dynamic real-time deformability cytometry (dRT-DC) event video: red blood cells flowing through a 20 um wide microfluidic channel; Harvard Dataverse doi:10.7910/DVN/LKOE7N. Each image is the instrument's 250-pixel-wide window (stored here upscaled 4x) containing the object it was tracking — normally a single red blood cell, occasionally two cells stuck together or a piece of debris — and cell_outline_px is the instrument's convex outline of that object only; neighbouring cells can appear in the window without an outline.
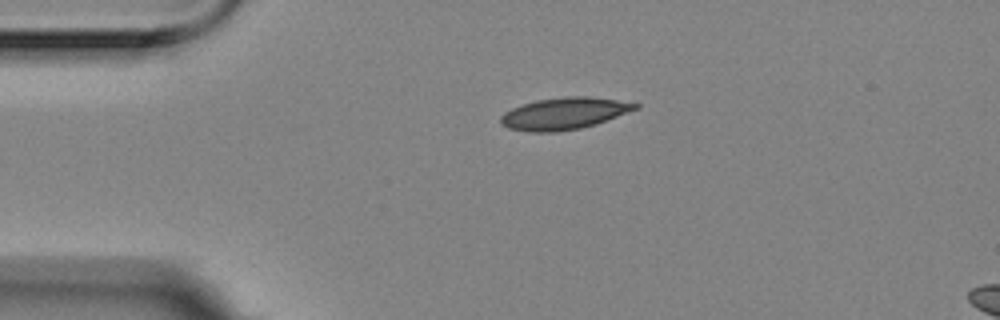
{"species": "Egyptian fruit bat (a non-hibernating species)", "species_latin": "Rousettus aegyptiacus", "temperature_condition": "room temperature", "stored_images_in_passage": 35, "camera_frame_rate_fps": 3000, "um_per_image_px": 0.085, "animal": {"sex": "female"}, "frame": {"image": 1, "passage_image": 1, "time_ms": 0.0, "image_size_px": [1000, 320], "cell_outline_px": [[640, 108], [596, 124], [580, 128], [556, 132], [528, 132], [508, 128], [500, 124], [500, 116], [504, 112], [512, 108], [536, 100], [564, 96], [588, 96], [616, 100], [640, 104]], "centroid_in_image_um": [47.94, 9.65], "position_along_channel_um": 37.1, "area_um2": 25.09}}
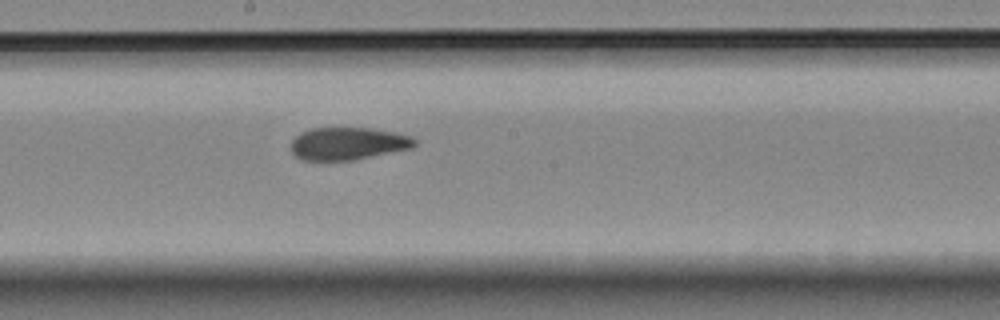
{"frame": {"image": 2, "passage_image": 19, "time_ms": 6.0, "image_size_px": [1000, 320], "cell_outline_px": [[416, 144], [412, 148], [356, 160], [300, 160], [292, 156], [292, 140], [300, 132], [312, 128], [372, 128], [412, 136], [416, 140]], "centroid_in_image_um": [29.56, 12.21], "position_along_channel_um": 218.6, "area_um2": 23.64}}
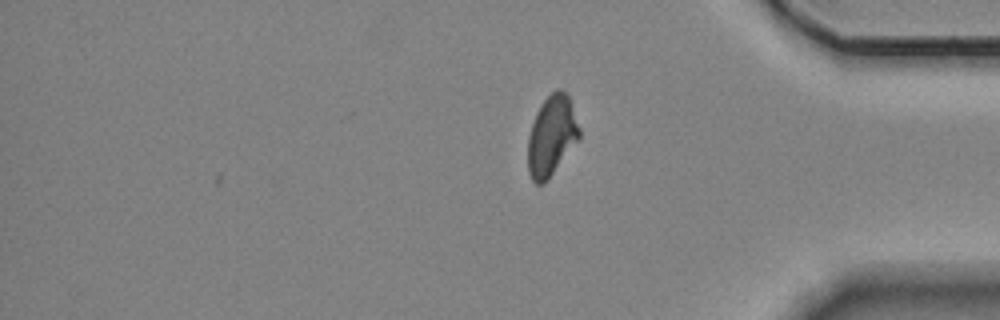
{"frame": {"image": 3, "passage_image": 35, "time_ms": 11.333, "image_size_px": [1000, 320], "cell_outline_px": [[580, 140], [548, 180], [544, 184], [536, 184], [532, 180], [528, 172], [528, 136], [536, 112], [540, 104], [556, 88], [560, 88], [568, 92], [580, 128]], "centroid_in_image_um": [46.91, 11.54], "position_along_channel_um": 388.3, "area_um2": 24.57}, "authors_computed_cell_mechanics": {"area_um2": 24.565, "velocity_mm_per_s": 3.5226, "shape_relaxation_time_tau1_ms": 9.5294, "shape_relaxation_time_tau2_ms": 2.5584, "deformation_change_tau1": 0.1912, "deformation_change_tau2": 0.086}}